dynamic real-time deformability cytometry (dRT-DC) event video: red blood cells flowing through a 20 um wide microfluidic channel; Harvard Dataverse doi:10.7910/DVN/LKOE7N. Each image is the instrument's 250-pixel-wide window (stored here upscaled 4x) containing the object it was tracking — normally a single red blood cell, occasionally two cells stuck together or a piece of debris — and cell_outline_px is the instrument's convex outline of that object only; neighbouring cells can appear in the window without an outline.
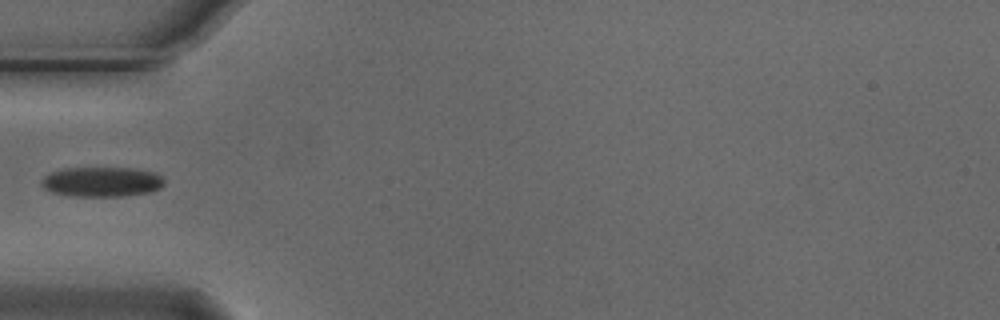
{"species": "Egyptian fruit bat (a non-hibernating species)", "species_latin": "Rousettus aegyptiacus", "temperature_condition": "cold", "stored_images_in_passage": 6, "camera_frame_rate_fps": 3000, "um_per_image_px": 0.085, "animal": {"sex": "male"}, "frame": {"image": 1, "passage_image": 5, "time_ms": 1.333, "image_size_px": [1000, 320], "cell_outline_px": [[164, 184], [160, 188], [152, 192], [124, 196], [72, 196], [52, 192], [44, 188], [40, 184], [40, 180], [44, 176], [52, 172], [64, 168], [128, 168], [152, 172], [160, 176], [164, 180]], "centroid_in_image_um": [8.63, 15.46], "position_along_channel_um": 76.4, "area_um2": 21.33}}
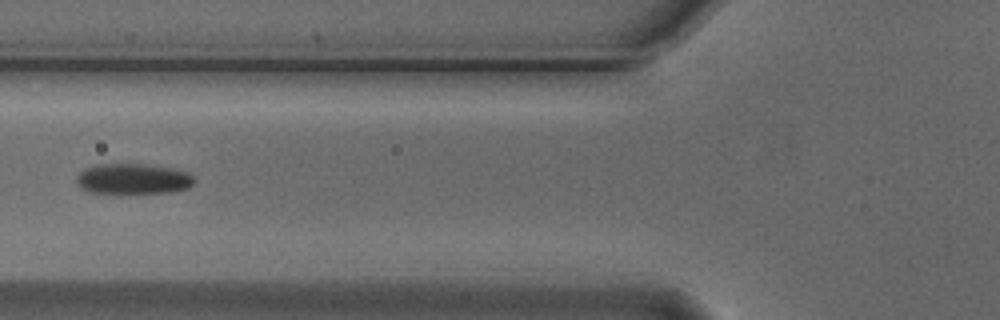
{"frame": {"image": 2, "passage_image": 6, "time_ms": 1.667, "image_size_px": [1000, 320], "cell_outline_px": [[196, 180], [188, 188], [172, 192], [88, 192], [80, 188], [76, 184], [76, 176], [84, 168], [96, 164], [144, 164], [172, 168], [188, 172]], "centroid_in_image_um": [11.29, 15.19], "position_along_channel_um": 114.5, "area_um2": 20.87}}